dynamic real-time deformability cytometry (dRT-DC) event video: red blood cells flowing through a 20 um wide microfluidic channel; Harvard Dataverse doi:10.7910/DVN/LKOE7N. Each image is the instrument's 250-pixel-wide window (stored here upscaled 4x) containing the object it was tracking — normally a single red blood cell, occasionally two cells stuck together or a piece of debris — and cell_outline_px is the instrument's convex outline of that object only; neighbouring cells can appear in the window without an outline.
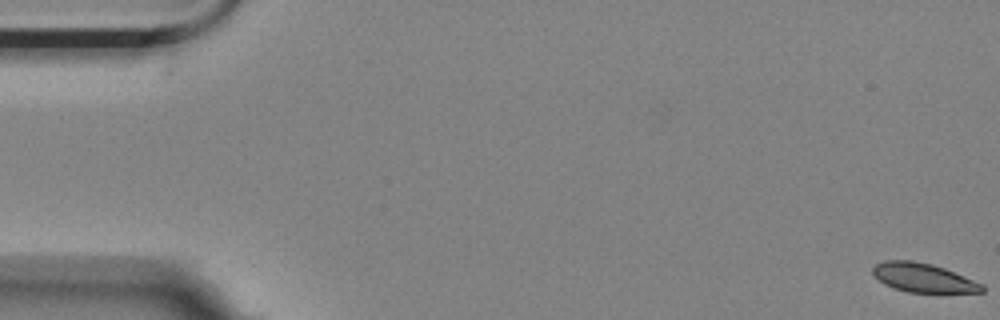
{"species": "Egyptian fruit bat (a non-hibernating species)", "species_latin": "Rousettus aegyptiacus", "temperature_condition": "room temperature", "stored_images_in_passage": 5, "camera_frame_rate_fps": 3000, "um_per_image_px": 0.085, "animal": {"sex": "female"}, "frame": {"image": 1, "passage_image": 1, "time_ms": 0.0, "image_size_px": [1000, 320], "cell_outline_px": [[984, 292], [908, 292], [884, 284], [872, 272], [872, 268], [876, 264], [884, 260], [912, 260], [932, 264], [944, 268], [984, 284]], "centroid_in_image_um": [78.49, 23.6], "position_along_channel_um": 6.5, "area_um2": 18.26}}
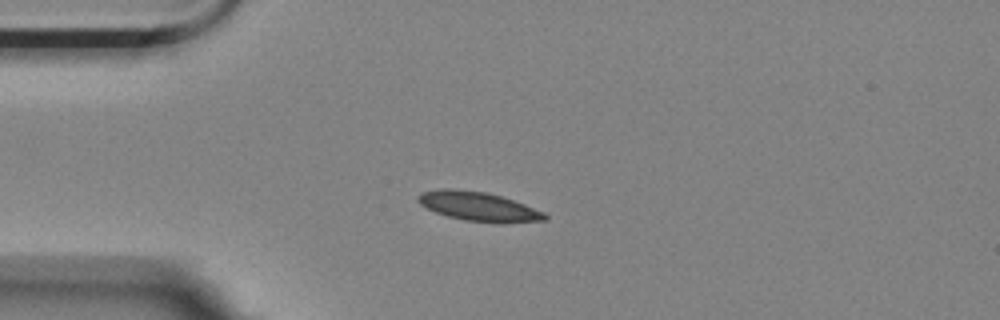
{"frame": {"image": 2, "passage_image": 5, "time_ms": 1.333, "image_size_px": [1000, 320], "cell_outline_px": [[548, 220], [504, 224], [496, 224], [464, 220], [448, 216], [436, 212], [420, 204], [416, 200], [416, 196], [420, 192], [440, 188], [452, 188], [484, 192], [500, 196], [524, 204], [544, 212], [548, 216]], "centroid_in_image_um": [40.68, 17.56], "position_along_channel_um": 44.3, "area_um2": 21.85}}